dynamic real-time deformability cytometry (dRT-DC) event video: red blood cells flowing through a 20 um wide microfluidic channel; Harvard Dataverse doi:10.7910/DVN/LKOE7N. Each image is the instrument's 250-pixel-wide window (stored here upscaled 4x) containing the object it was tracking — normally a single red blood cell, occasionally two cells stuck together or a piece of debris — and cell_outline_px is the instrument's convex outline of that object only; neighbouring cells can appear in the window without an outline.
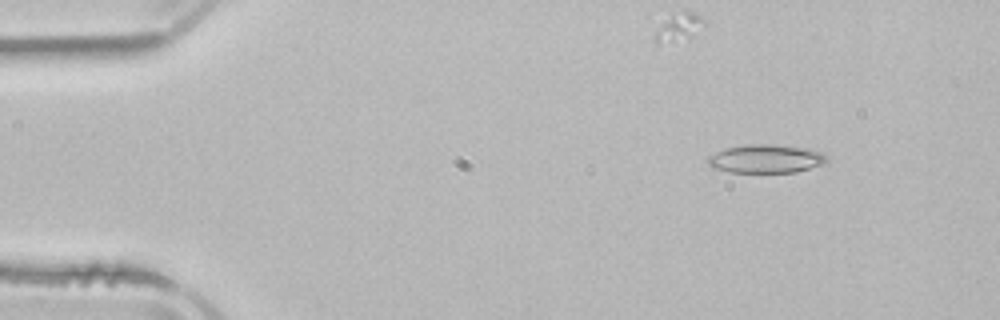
{"species": "common noctule bat (a hibernating species)", "species_latin": "Nyctalus noctula", "temperature_condition": "room temperature", "stored_images_in_passage": 3, "camera_frame_rate_fps": 3000, "um_per_image_px": 0.085, "animal": {"sex": "male", "body_mass_g": 21.5, "forearm_length_mm": 52.0}, "frame": {"image": 1, "passage_image": 2, "time_ms": 1.0, "image_size_px": [1000, 320], "cell_outline_px": [[828, 160], [824, 164], [796, 172], [728, 172], [712, 168], [708, 164], [708, 156], [724, 148], [744, 144], [776, 144], [808, 148], [820, 152], [828, 156]], "centroid_in_image_um": [65.1, 13.48], "position_along_channel_um": 19.9, "area_um2": 20.0}}